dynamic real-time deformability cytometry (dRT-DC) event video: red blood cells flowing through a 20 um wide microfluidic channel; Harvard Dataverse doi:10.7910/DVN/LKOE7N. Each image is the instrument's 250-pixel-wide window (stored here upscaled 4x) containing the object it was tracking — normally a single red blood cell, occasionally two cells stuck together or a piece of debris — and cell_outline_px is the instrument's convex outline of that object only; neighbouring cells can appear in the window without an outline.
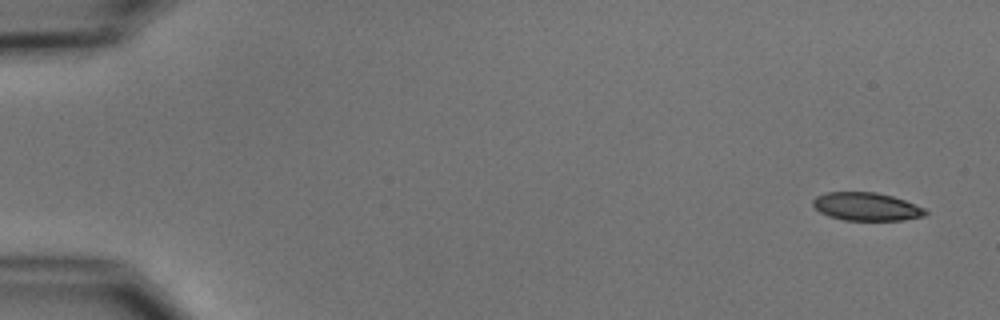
{"species": "common noctule bat (a hibernating species)", "species_latin": "Nyctalus noctula", "temperature_condition": "cold", "stored_images_in_passage": 5, "camera_frame_rate_fps": 3000, "um_per_image_px": 0.085, "animal": {"sex": "male", "body_mass_g": 15.6}, "frame": {"image": 1, "passage_image": 1, "time_ms": 0.0, "image_size_px": [1000, 320], "cell_outline_px": [[928, 212], [924, 216], [904, 220], [844, 220], [828, 216], [820, 212], [812, 204], [812, 200], [816, 196], [824, 192], [876, 192], [892, 196], [904, 200], [924, 208]], "centroid_in_image_um": [73.62, 17.56], "position_along_channel_um": 11.4, "area_um2": 18.44}}
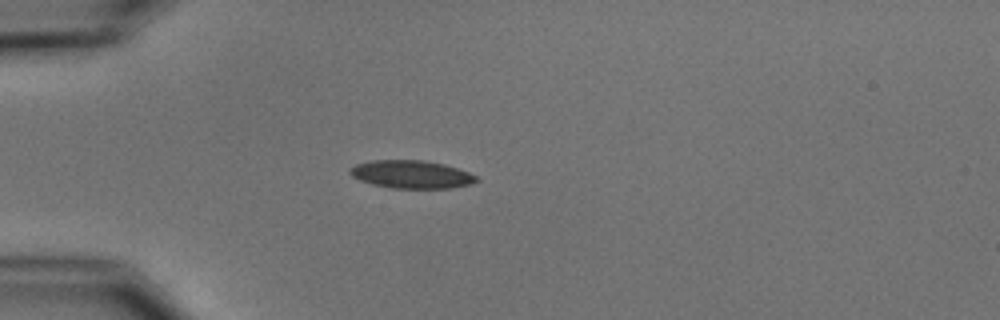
{"frame": {"image": 2, "passage_image": 4, "time_ms": 4.333, "image_size_px": [1000, 320], "cell_outline_px": [[480, 180], [468, 184], [452, 188], [392, 188], [372, 184], [360, 180], [352, 176], [348, 172], [348, 168], [356, 164], [372, 160], [424, 160], [444, 164], [468, 172], [476, 176]], "centroid_in_image_um": [34.93, 14.82], "position_along_channel_um": 50.1, "area_um2": 20.58}}